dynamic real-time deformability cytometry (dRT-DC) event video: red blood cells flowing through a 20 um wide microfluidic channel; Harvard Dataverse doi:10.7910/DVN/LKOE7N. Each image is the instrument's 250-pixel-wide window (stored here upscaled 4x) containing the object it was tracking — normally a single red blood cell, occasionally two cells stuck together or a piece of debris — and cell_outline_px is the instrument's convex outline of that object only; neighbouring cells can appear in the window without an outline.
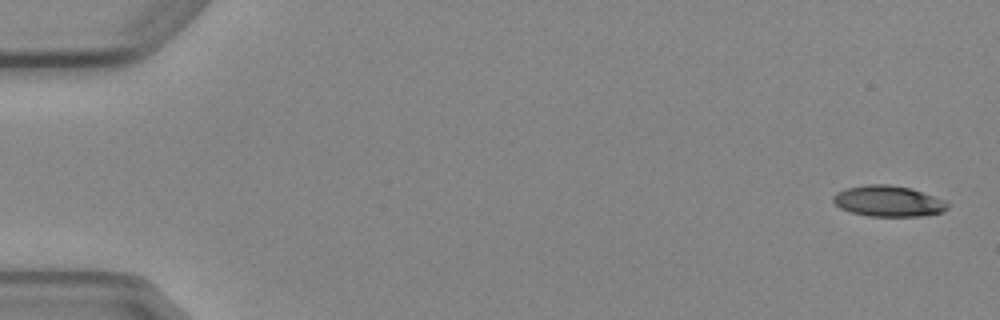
{"species": "Egyptian fruit bat (a non-hibernating species)", "species_latin": "Rousettus aegyptiacus", "temperature_condition": "cold", "stored_images_in_passage": 4, "camera_frame_rate_fps": 3000, "um_per_image_px": 0.085, "animal": {"sex": "female"}, "frame": {"image": 1, "passage_image": 1, "time_ms": 0.0, "image_size_px": [1000, 320], "cell_outline_px": [[948, 208], [944, 212], [924, 216], [868, 216], [852, 212], [840, 208], [832, 200], [832, 196], [836, 192], [844, 188], [864, 184], [888, 184], [912, 188], [944, 200], [948, 204]], "centroid_in_image_um": [75.49, 17.09], "position_along_channel_um": 9.5, "area_um2": 20.81}}